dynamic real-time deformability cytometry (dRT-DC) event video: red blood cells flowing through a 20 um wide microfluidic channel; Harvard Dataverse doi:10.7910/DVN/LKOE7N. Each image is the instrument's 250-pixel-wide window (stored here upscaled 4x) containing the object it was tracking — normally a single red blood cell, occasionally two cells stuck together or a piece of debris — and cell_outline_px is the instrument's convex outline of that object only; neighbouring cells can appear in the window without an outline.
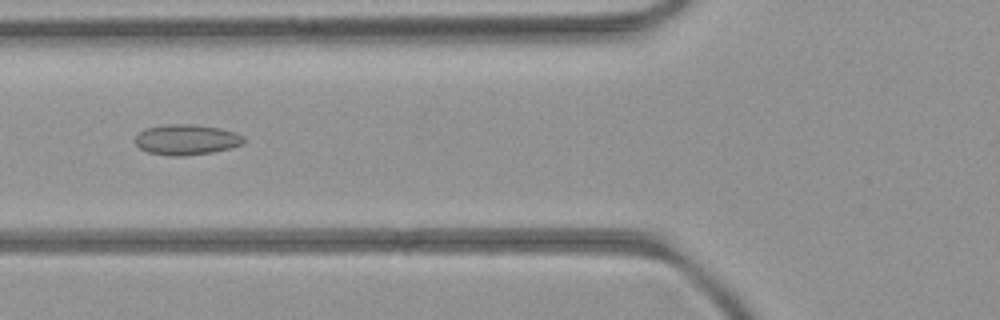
{"species": "common noctule bat (a hibernating species)", "species_latin": "Nyctalus noctula", "temperature_condition": "room temperature", "stored_images_in_passage": 4, "camera_frame_rate_fps": 3000, "um_per_image_px": 0.085, "animal": {"sex": "female", "body_mass_g": 21.9}, "frame": {"image": 1, "passage_image": 4, "time_ms": 3.333, "image_size_px": [1000, 320], "cell_outline_px": [[244, 144], [232, 148], [212, 152], [184, 156], [168, 156], [148, 152], [140, 148], [136, 144], [136, 136], [140, 132], [148, 128], [168, 124], [192, 124], [220, 128], [236, 132], [244, 136]], "centroid_in_image_um": [15.9, 11.88], "position_along_channel_um": 109.9, "area_um2": 19.31}}